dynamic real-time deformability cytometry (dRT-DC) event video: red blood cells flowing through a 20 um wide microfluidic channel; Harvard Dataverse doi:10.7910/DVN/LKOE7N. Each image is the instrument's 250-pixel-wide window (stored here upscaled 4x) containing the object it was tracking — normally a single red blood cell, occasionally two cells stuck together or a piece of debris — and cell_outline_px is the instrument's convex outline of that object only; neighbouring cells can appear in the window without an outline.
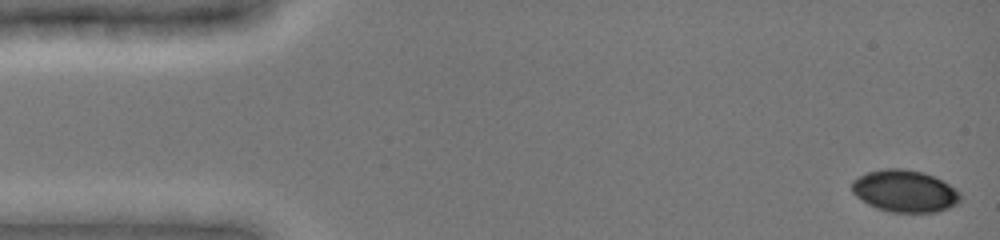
{"species": "common noctule bat (a hibernating species)", "species_latin": "Nyctalus noctula", "temperature_condition": "cold", "stored_images_in_passage": 48, "camera_frame_rate_fps": 3000, "um_per_image_px": 0.085, "animal": {"sex": "female", "body_mass_g": 19.0, "forearm_length_mm": 51.5}, "frame": {"image": 1, "passage_image": 1, "time_ms": 0.0, "image_size_px": [1000, 240], "cell_outline_px": [[960, 204], [936, 212], [892, 212], [876, 208], [868, 204], [856, 196], [852, 192], [852, 180], [868, 172], [888, 168], [904, 168], [924, 172], [956, 188], [960, 192]], "centroid_in_image_um": [76.92, 16.24], "position_along_channel_um": 8.1, "area_um2": 26.59}}
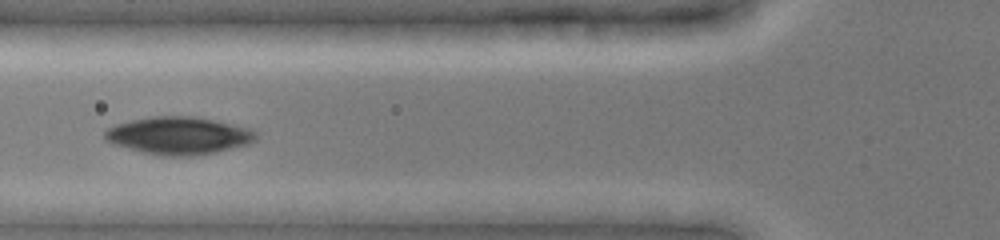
{"frame": {"image": 2, "passage_image": 18, "time_ms": 5.667, "image_size_px": [1000, 240], "cell_outline_px": [[256, 140], [248, 144], [216, 152], [192, 156], [160, 156], [128, 148], [104, 140], [104, 132], [108, 128], [116, 124], [132, 120], [152, 116], [196, 116], [252, 128], [256, 132]], "centroid_in_image_um": [15.21, 11.52], "position_along_channel_um": 110.6, "area_um2": 33.12}}
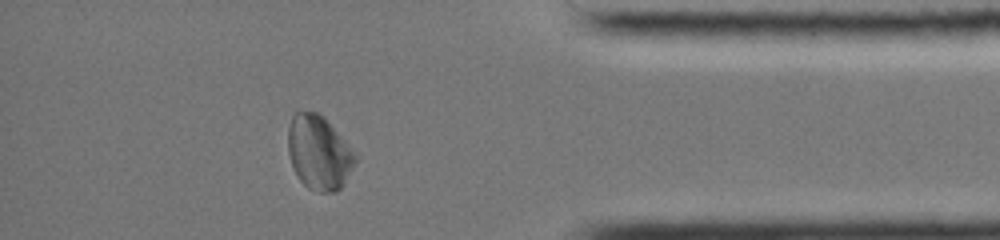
{"frame": {"image": 3, "passage_image": 42, "time_ms": 13.667, "image_size_px": [1000, 240], "cell_outline_px": [[356, 160], [344, 184], [340, 188], [332, 192], [320, 192], [308, 188], [300, 180], [292, 164], [288, 152], [288, 128], [292, 116], [296, 112], [316, 112], [324, 116], [356, 152]], "centroid_in_image_um": [27.12, 12.95], "position_along_channel_um": 408.1, "area_um2": 28.96}}